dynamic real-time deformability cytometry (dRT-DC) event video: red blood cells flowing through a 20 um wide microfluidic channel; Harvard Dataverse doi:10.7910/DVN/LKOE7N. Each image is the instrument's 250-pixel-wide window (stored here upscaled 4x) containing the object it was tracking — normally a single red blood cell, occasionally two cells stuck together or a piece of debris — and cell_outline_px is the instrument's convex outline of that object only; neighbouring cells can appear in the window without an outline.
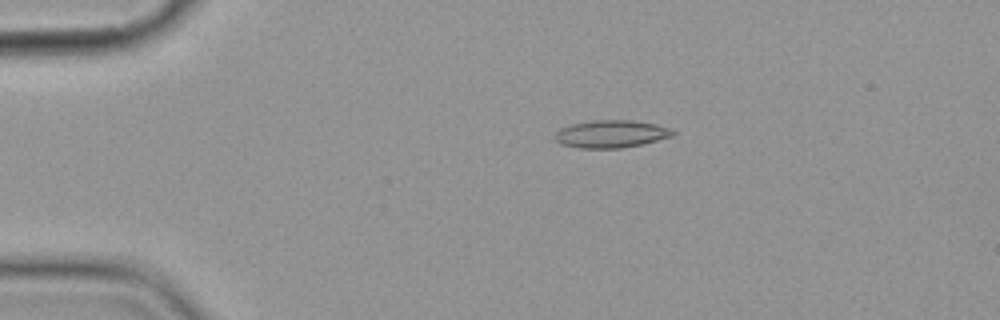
{"species": "common noctule bat (a hibernating species)", "species_latin": "Nyctalus noctula", "temperature_condition": "cold", "stored_images_in_passage": 9, "camera_frame_rate_fps": 3000, "um_per_image_px": 0.085, "animal": {"sex": "female", "body_mass_g": 19.9}, "frame": {"image": 1, "passage_image": 2, "time_ms": 1.0, "image_size_px": [1000, 320], "cell_outline_px": [[676, 132], [672, 136], [640, 144], [620, 148], [580, 148], [560, 144], [556, 140], [556, 132], [560, 128], [572, 124], [596, 120], [632, 120], [656, 124], [668, 128]], "centroid_in_image_um": [51.93, 11.38], "position_along_channel_um": 33.1, "area_um2": 18.67}}
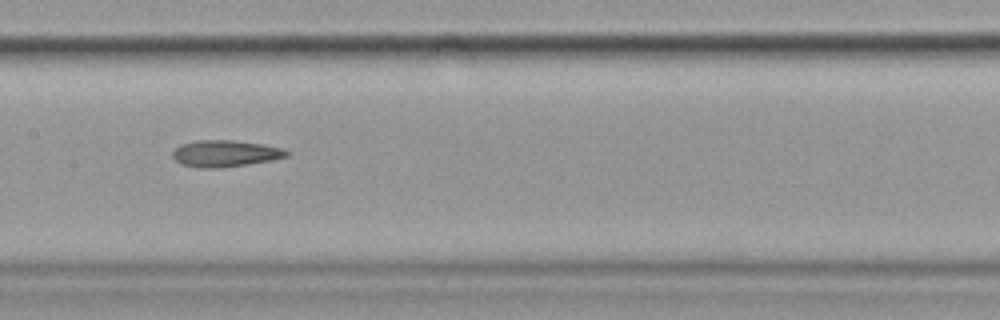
{"frame": {"image": 2, "passage_image": 6, "time_ms": 6.667, "image_size_px": [1000, 320], "cell_outline_px": [[292, 152], [288, 156], [272, 160], [248, 164], [220, 168], [200, 168], [180, 164], [172, 156], [172, 152], [180, 144], [196, 140], [232, 140], [264, 144], [284, 148]], "centroid_in_image_um": [19.17, 13.04], "position_along_channel_um": 188.2, "area_um2": 17.92}}
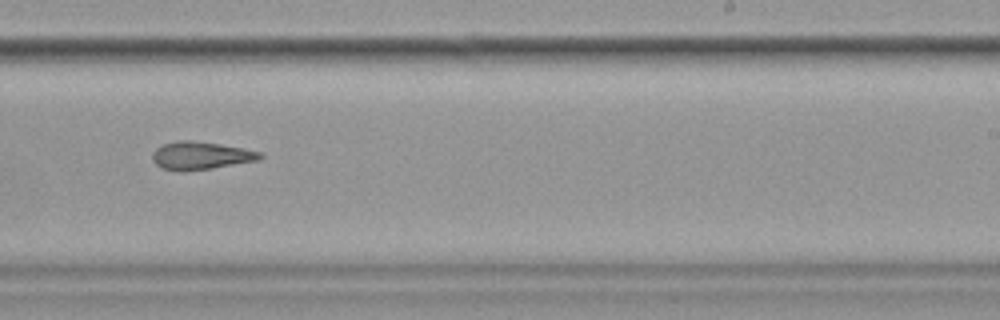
{"frame": {"image": 3, "passage_image": 8, "time_ms": 9.0, "image_size_px": [1000, 320], "cell_outline_px": [[264, 156], [260, 160], [212, 168], [184, 172], [180, 172], [160, 168], [152, 160], [152, 152], [156, 148], [164, 144], [180, 140], [192, 140], [220, 144], [260, 152]], "centroid_in_image_um": [17.02, 13.24], "position_along_channel_um": 272.0, "area_um2": 17.57}}